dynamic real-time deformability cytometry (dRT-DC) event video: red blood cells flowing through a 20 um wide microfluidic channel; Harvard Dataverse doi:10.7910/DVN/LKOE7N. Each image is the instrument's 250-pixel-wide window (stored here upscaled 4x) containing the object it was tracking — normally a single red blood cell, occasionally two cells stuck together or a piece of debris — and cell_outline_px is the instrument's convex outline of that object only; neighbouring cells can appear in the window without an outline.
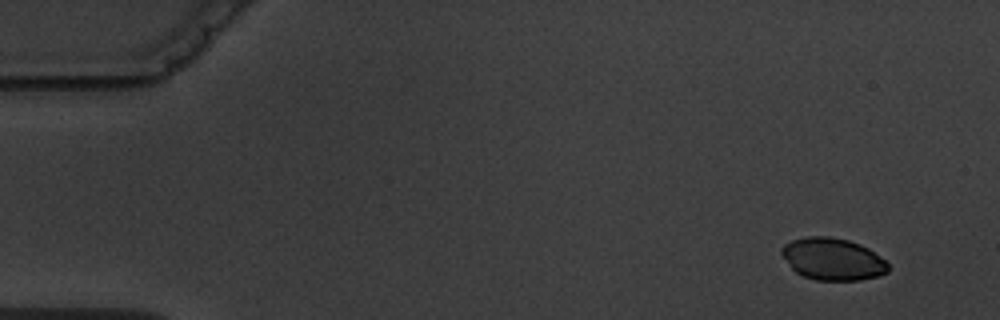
{"species": "common noctule bat (a hibernating species)", "species_latin": "Nyctalus noctula", "temperature_condition": "warm", "stored_images_in_passage": 7, "camera_frame_rate_fps": 3000, "um_per_image_px": 0.085, "animal": {"sex": "male", "body_mass_g": 19.5, "forearm_length_mm": 54.6}, "frame": {"image": 1, "passage_image": 2, "time_ms": 1.333, "image_size_px": [1000, 320], "cell_outline_px": [[888, 272], [880, 276], [860, 280], [816, 280], [804, 276], [796, 272], [792, 268], [780, 252], [780, 248], [784, 244], [792, 240], [808, 236], [828, 236], [848, 240], [860, 244], [868, 248], [884, 260], [888, 264]], "centroid_in_image_um": [70.78, 22.02], "position_along_channel_um": 14.2, "area_um2": 26.07}}
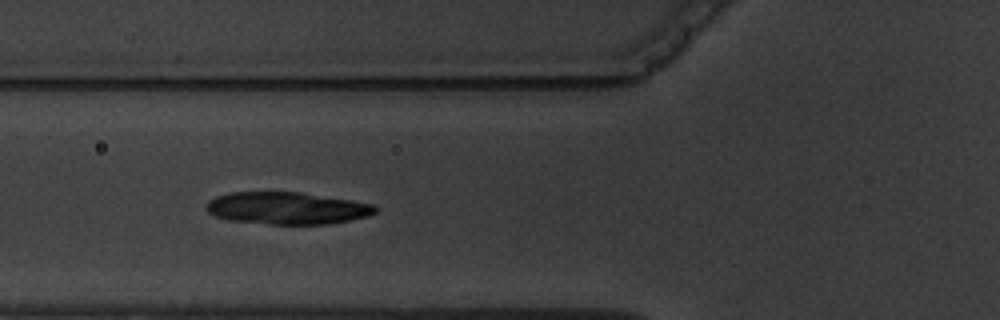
{"frame": {"image": 2, "passage_image": 7, "time_ms": 7.0, "image_size_px": [1000, 320], "cell_outline_px": [[380, 208], [376, 212], [368, 216], [328, 224], [268, 224], [228, 220], [212, 216], [204, 208], [204, 204], [208, 200], [216, 196], [232, 192], [300, 192], [352, 200], [372, 204]], "centroid_in_image_um": [24.34, 17.69], "position_along_channel_um": 101.5, "area_um2": 31.96}}